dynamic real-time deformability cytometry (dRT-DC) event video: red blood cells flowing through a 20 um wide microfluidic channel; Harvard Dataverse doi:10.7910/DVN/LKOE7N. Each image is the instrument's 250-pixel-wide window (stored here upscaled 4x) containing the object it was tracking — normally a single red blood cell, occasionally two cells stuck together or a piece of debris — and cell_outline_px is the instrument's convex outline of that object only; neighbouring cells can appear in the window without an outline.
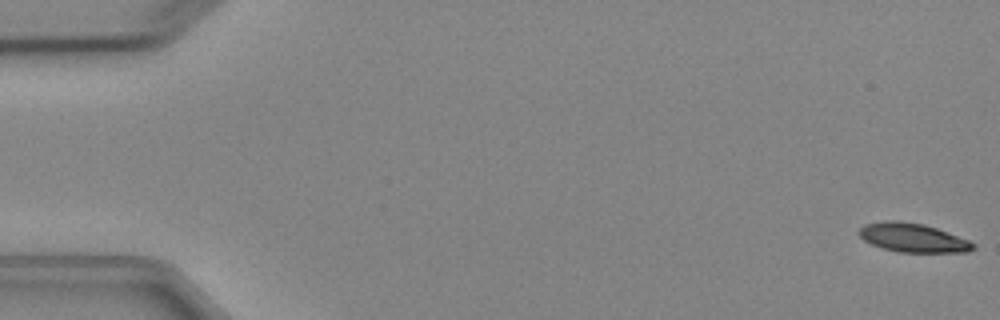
{"species": "Egyptian fruit bat (a non-hibernating species)", "species_latin": "Rousettus aegyptiacus", "temperature_condition": "cold", "stored_images_in_passage": 4, "camera_frame_rate_fps": 3000, "um_per_image_px": 0.085, "animal": {"sex": "female"}, "frame": {"image": 1, "passage_image": 1, "time_ms": 0.0, "image_size_px": [1000, 320], "cell_outline_px": [[976, 248], [968, 252], [896, 252], [872, 244], [864, 240], [856, 232], [864, 224], [884, 220], [896, 220], [924, 224], [936, 228], [968, 240], [976, 244]], "centroid_in_image_um": [77.57, 20.2], "position_along_channel_um": 7.4, "area_um2": 19.25}}
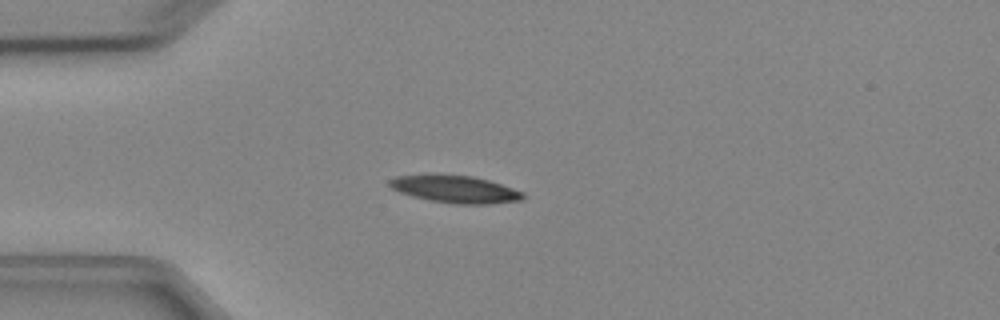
{"frame": {"image": 2, "passage_image": 4, "time_ms": 4.333, "image_size_px": [1000, 320], "cell_outline_px": [[528, 196], [524, 200], [492, 204], [456, 204], [428, 200], [412, 196], [400, 192], [392, 188], [388, 184], [388, 180], [396, 176], [472, 176], [488, 180], [524, 192]], "centroid_in_image_um": [38.77, 16.12], "position_along_channel_um": 46.2, "area_um2": 20.92}}